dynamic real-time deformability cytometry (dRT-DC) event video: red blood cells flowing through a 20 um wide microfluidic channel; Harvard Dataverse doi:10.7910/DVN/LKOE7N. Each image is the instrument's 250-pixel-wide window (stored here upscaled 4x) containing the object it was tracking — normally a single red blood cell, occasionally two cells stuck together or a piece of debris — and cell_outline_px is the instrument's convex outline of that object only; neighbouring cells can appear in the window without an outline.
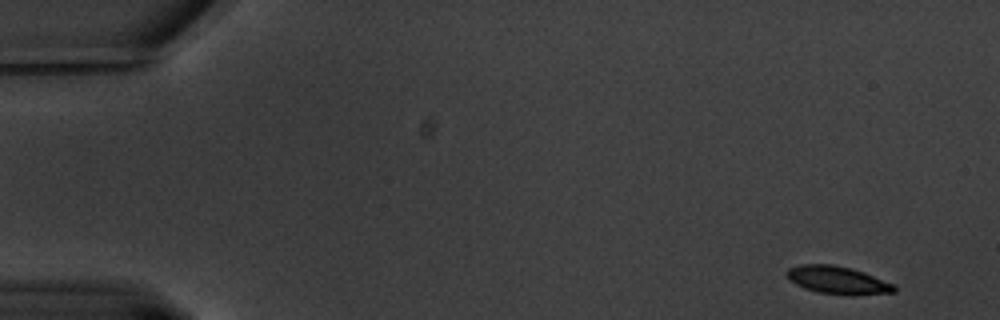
{"species": "common noctule bat (a hibernating species)", "species_latin": "Nyctalus noctula", "temperature_condition": "warm", "stored_images_in_passage": 13, "camera_frame_rate_fps": 3000, "um_per_image_px": 0.085, "animal": {"sex": "male", "body_mass_g": 20.1, "forearm_length_mm": 53.5}, "frame": {"image": 1, "passage_image": 1, "time_ms": 0.0, "image_size_px": [1000, 320], "cell_outline_px": [[896, 292], [848, 296], [820, 292], [804, 288], [788, 280], [784, 272], [788, 268], [800, 264], [832, 264], [852, 268], [864, 272], [896, 284]], "centroid_in_image_um": [71.21, 23.81], "position_along_channel_um": 13.8, "area_um2": 17.74}}